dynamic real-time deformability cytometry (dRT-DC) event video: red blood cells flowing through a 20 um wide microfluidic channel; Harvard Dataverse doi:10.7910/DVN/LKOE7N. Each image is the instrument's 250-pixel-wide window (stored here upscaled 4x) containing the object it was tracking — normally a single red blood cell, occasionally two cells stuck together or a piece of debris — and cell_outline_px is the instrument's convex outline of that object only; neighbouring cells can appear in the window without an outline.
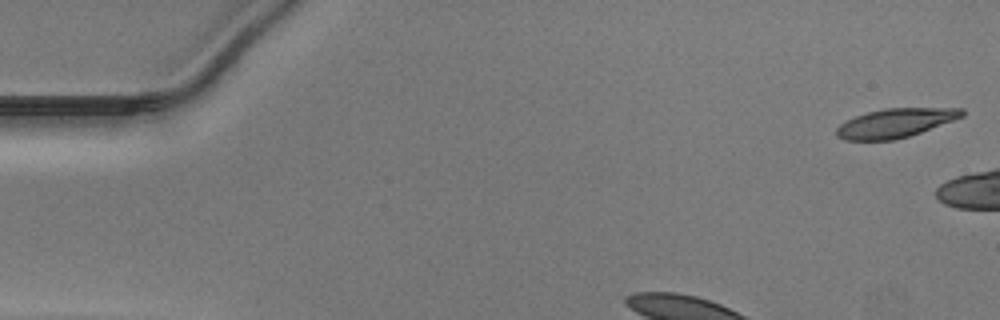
{"species": "Egyptian fruit bat (a non-hibernating species)", "species_latin": "Rousettus aegyptiacus", "temperature_condition": "warm", "stored_images_in_passage": 33, "camera_frame_rate_fps": 3000, "um_per_image_px": 0.085, "animal": {"sex": "male"}, "frame": {"image": 1, "passage_image": 1, "time_ms": 0.0, "image_size_px": [1000, 320], "cell_outline_px": [[964, 116], [920, 132], [896, 140], [844, 140], [836, 136], [836, 128], [840, 124], [856, 116], [868, 112], [884, 108], [964, 108]], "centroid_in_image_um": [76.09, 10.46], "position_along_channel_um": 8.9, "area_um2": 21.04}}
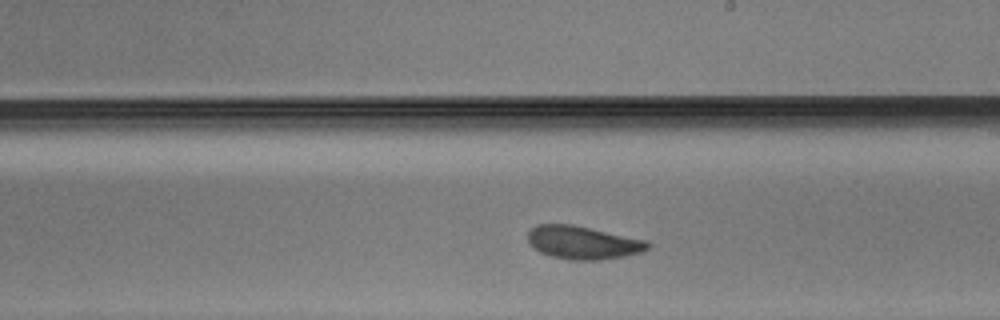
{"frame": {"image": 2, "passage_image": 22, "time_ms": 7.0, "image_size_px": [1000, 320], "cell_outline_px": [[652, 244], [648, 248], [640, 252], [624, 256], [600, 260], [572, 260], [552, 256], [540, 252], [532, 248], [528, 244], [528, 228], [536, 224], [572, 224], [648, 240]], "centroid_in_image_um": [49.52, 20.61], "position_along_channel_um": 239.5, "area_um2": 23.41}}
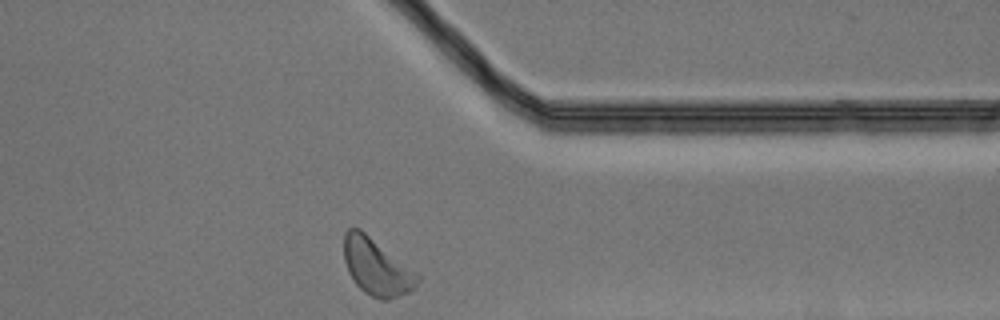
{"frame": {"image": 3, "passage_image": 33, "time_ms": 10.667, "image_size_px": [1000, 320], "cell_outline_px": [[420, 280], [408, 292], [388, 300], [380, 300], [364, 292], [356, 284], [348, 272], [344, 260], [344, 232], [348, 228], [360, 228], [416, 272], [420, 276]], "centroid_in_image_um": [31.98, 22.68], "position_along_channel_um": 379.4, "area_um2": 24.04}}